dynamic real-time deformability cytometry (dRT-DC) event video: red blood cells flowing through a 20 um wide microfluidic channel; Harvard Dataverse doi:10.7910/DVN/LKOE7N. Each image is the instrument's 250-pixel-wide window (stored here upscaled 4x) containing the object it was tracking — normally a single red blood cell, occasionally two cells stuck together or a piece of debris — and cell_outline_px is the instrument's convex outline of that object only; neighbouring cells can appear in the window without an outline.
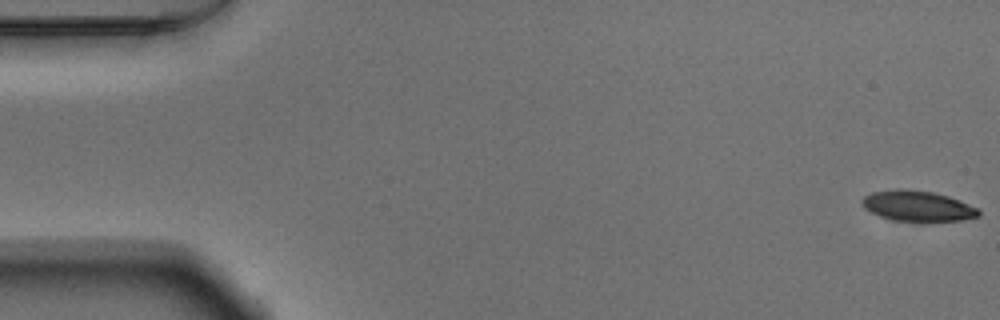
{"species": "Egyptian fruit bat (a non-hibernating species)", "species_latin": "Rousettus aegyptiacus", "temperature_condition": "warm", "stored_images_in_passage": 53, "camera_frame_rate_fps": 3000, "um_per_image_px": 0.085, "animal": {"sex": "male"}, "frame": {"image": 1, "passage_image": 1, "time_ms": 0.0, "image_size_px": [1000, 320], "cell_outline_px": [[980, 216], [964, 220], [892, 220], [880, 216], [864, 208], [860, 200], [864, 196], [872, 192], [892, 188], [908, 188], [932, 192], [948, 196], [980, 208]], "centroid_in_image_um": [77.98, 17.48], "position_along_channel_um": 7.0, "area_um2": 20.75}}
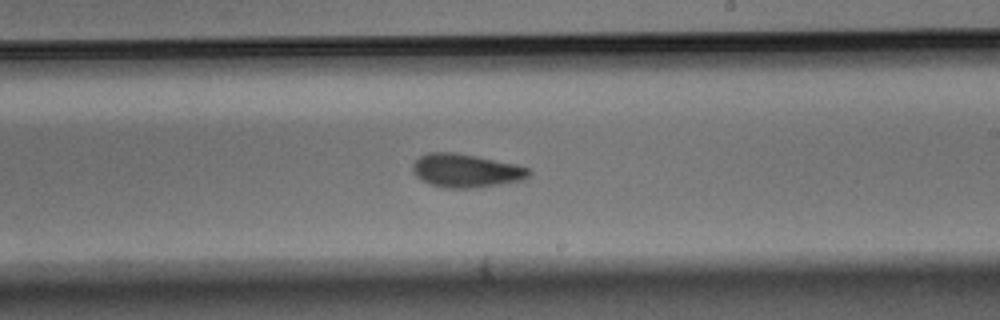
{"frame": {"image": 2, "passage_image": 31, "time_ms": 10.0, "image_size_px": [1000, 320], "cell_outline_px": [[532, 172], [524, 180], [468, 188], [444, 188], [428, 184], [416, 176], [412, 172], [412, 164], [420, 156], [428, 152], [452, 152], [476, 156], [516, 164], [532, 168]], "centroid_in_image_um": [39.6, 14.5], "position_along_channel_um": 249.4, "area_um2": 22.72}}
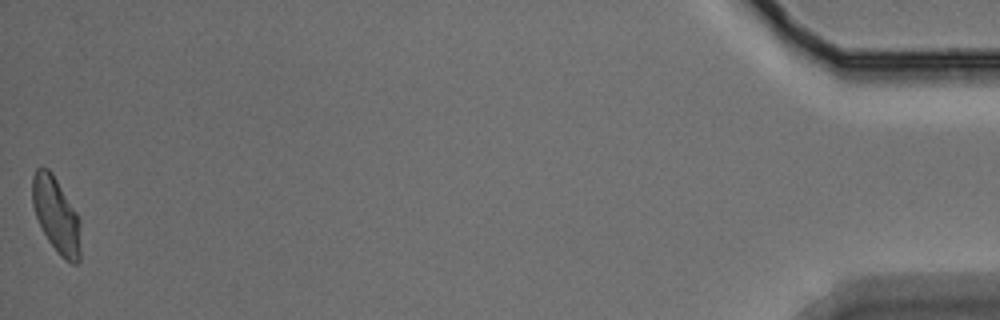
{"frame": {"image": 3, "passage_image": 53, "time_ms": 17.333, "image_size_px": [1000, 320], "cell_outline_px": [[80, 260], [76, 264], [72, 264], [64, 260], [60, 256], [48, 240], [36, 216], [32, 204], [32, 176], [36, 168], [48, 168], [52, 172], [76, 212], [80, 220]], "centroid_in_image_um": [4.78, 18.3], "position_along_channel_um": 430.4, "area_um2": 21.15}, "authors_computed_cell_mechanics": {"area_um2": 21.8484, "velocity_mm_per_s": 3.8097, "shape_relaxation_time_tau1_ms": 10.4648, "shape_relaxation_time_tau2_ms": 2.837, "deformation_change_tau1": 0.2541, "deformation_change_tau2": 0.0825}}